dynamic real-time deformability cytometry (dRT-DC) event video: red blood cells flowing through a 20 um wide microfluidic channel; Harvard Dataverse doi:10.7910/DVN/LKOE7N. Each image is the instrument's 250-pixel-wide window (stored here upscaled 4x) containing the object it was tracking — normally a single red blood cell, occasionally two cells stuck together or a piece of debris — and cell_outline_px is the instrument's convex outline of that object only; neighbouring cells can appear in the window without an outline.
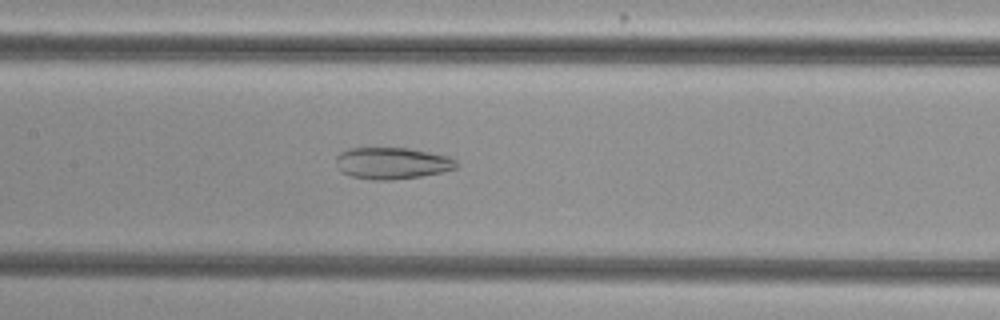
{"species": "common noctule bat (a hibernating species)", "species_latin": "Nyctalus noctula", "temperature_condition": "cold", "stored_images_in_passage": 55, "camera_frame_rate_fps": 3000, "um_per_image_px": 0.085, "animal": {"sex": "female", "body_mass_g": 29.2, "forearm_length_mm": 56.3}, "frame": {"image": 1, "passage_image": 27, "time_ms": 8.667, "image_size_px": [1000, 320], "cell_outline_px": [[460, 164], [456, 168], [444, 172], [420, 176], [388, 180], [372, 180], [352, 176], [340, 172], [336, 164], [336, 156], [340, 152], [348, 148], [408, 148], [448, 156], [456, 160]], "centroid_in_image_um": [33.32, 13.87], "position_along_channel_um": 174.1, "area_um2": 22.31}}
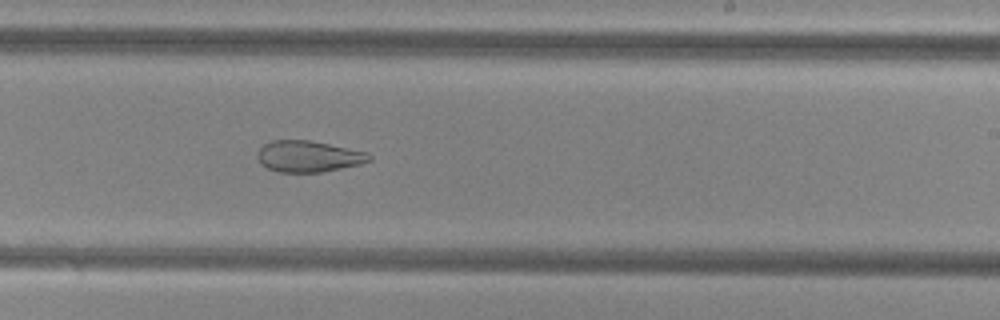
{"frame": {"image": 2, "passage_image": 34, "time_ms": 11.0, "image_size_px": [1000, 320], "cell_outline_px": [[372, 160], [360, 164], [320, 172], [276, 172], [260, 164], [256, 156], [256, 152], [264, 144], [272, 140], [308, 140], [368, 152], [372, 156]], "centroid_in_image_um": [26.18, 13.29], "position_along_channel_um": 262.8, "area_um2": 20.4}}
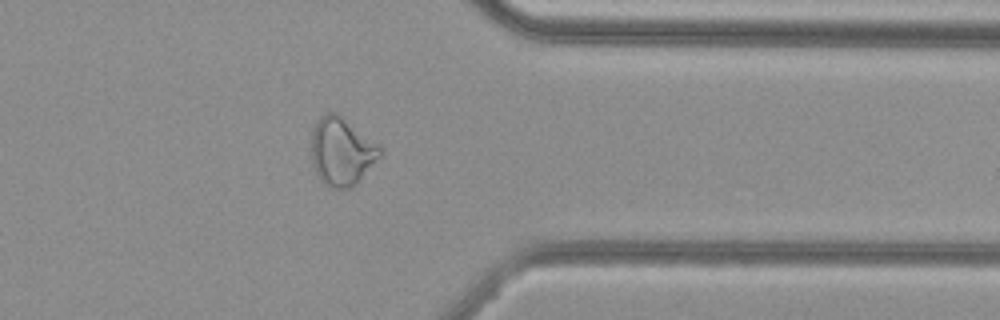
{"frame": {"image": 3, "passage_image": 44, "time_ms": 14.333, "image_size_px": [1000, 320], "cell_outline_px": [[384, 152], [352, 188], [332, 188], [324, 184], [320, 180], [312, 164], [312, 128], [320, 116], [328, 112], [336, 112], [380, 144]], "centroid_in_image_um": [29.05, 12.87], "position_along_channel_um": 382.3, "area_um2": 27.34}, "authors_computed_cell_mechanics": {"area_um2": 29.0734, "velocity_mm_per_s": 3.8148, "shape_relaxation_time_tau1_ms": null, "shape_relaxation_time_tau2_ms": 2.9745, "deformation_change_tau1": null, "deformation_change_tau2": 0.1126}}